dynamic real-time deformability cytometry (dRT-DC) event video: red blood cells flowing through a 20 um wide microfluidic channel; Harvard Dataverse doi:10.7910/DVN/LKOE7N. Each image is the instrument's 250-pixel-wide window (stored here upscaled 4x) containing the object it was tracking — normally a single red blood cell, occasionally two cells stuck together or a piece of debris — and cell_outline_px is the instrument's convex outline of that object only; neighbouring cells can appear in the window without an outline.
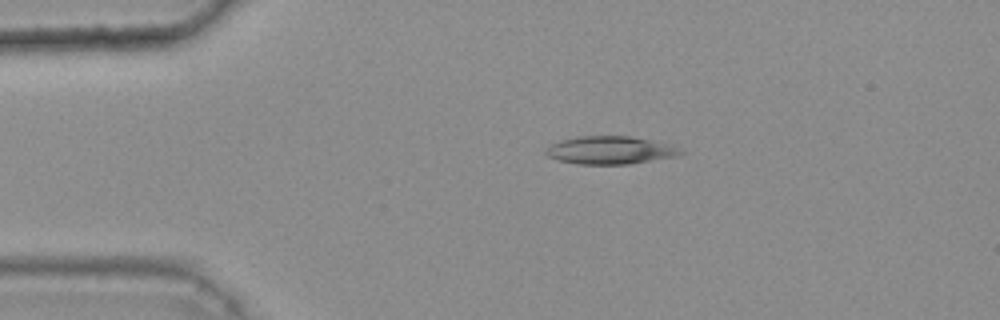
{"species": "common noctule bat (a hibernating species)", "species_latin": "Nyctalus noctula", "temperature_condition": "warm", "stored_images_in_passage": 47, "camera_frame_rate_fps": 3000, "um_per_image_px": 0.085, "animal": {"sex": "female", "body_mass_g": 25.1}, "frame": {"image": 1, "passage_image": 11, "time_ms": 3.333, "image_size_px": [1000, 320], "cell_outline_px": [[684, 152], [680, 156], [628, 164], [580, 164], [560, 160], [548, 156], [544, 152], [544, 148], [548, 144], [560, 140], [576, 136], [628, 136], [668, 144]], "centroid_in_image_um": [51.8, 12.76], "position_along_channel_um": 33.2, "area_um2": 21.85}}
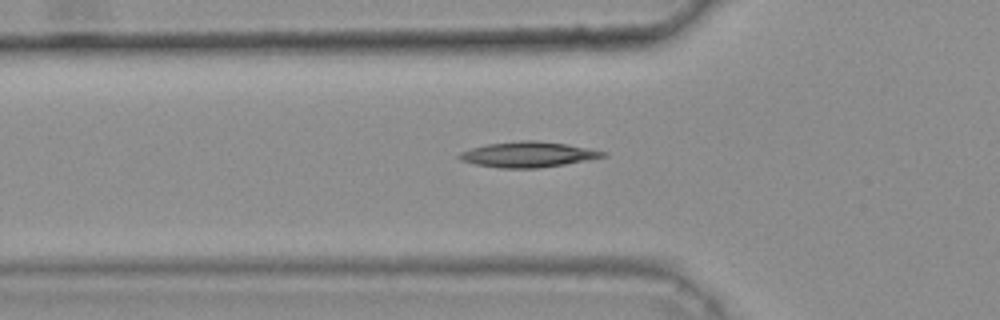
{"frame": {"image": 2, "passage_image": 18, "time_ms": 5.667, "image_size_px": [1000, 320], "cell_outline_px": [[608, 156], [564, 164], [540, 168], [500, 168], [476, 164], [460, 160], [456, 156], [460, 152], [472, 148], [488, 144], [520, 140], [536, 140], [568, 144], [608, 152]], "centroid_in_image_um": [44.9, 13.12], "position_along_channel_um": 80.9, "area_um2": 21.33}}
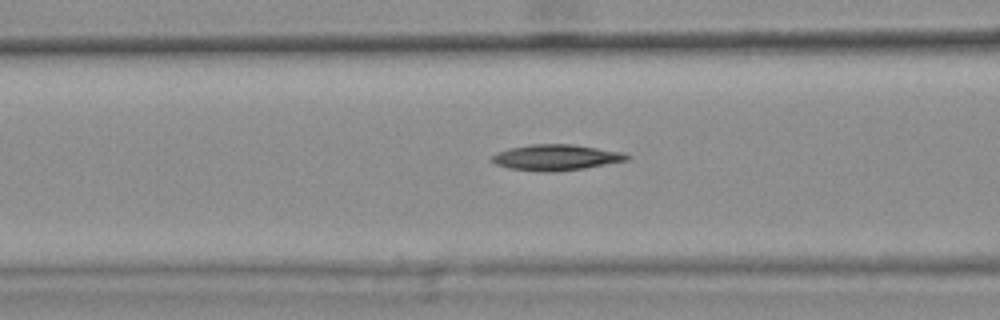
{"frame": {"image": 3, "passage_image": 21, "time_ms": 6.667, "image_size_px": [1000, 320], "cell_outline_px": [[632, 156], [628, 160], [584, 168], [552, 172], [540, 172], [508, 168], [496, 164], [488, 160], [496, 152], [508, 148], [532, 144], [572, 144], [624, 152]], "centroid_in_image_um": [47.24, 13.38], "position_along_channel_um": 119.4, "area_um2": 20.52}}